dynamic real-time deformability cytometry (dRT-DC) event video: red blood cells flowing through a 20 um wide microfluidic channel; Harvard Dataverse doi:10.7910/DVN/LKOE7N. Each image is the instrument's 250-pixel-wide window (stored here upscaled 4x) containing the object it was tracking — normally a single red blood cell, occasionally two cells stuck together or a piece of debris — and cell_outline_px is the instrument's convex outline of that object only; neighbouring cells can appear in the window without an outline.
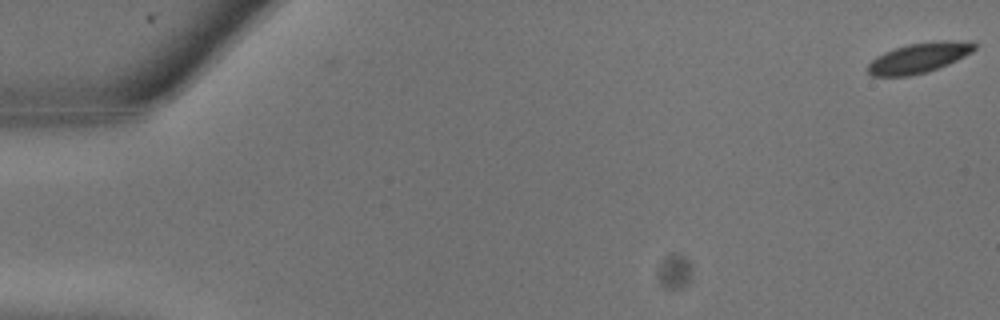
{"species": "common noctule bat (a hibernating species)", "species_latin": "Nyctalus noctula", "temperature_condition": "warm", "stored_images_in_passage": 12, "camera_frame_rate_fps": 3000, "um_per_image_px": 0.085, "animal": {"sex": "male", "body_mass_g": 13.3}, "frame": {"image": 1, "passage_image": 1, "time_ms": 0.0, "image_size_px": [1000, 320], "cell_outline_px": [[976, 48], [972, 52], [948, 64], [928, 72], [908, 76], [872, 76], [868, 72], [868, 64], [876, 56], [884, 52], [908, 44], [972, 40], [976, 44]], "centroid_in_image_um": [78.1, 4.93], "position_along_channel_um": 6.9, "area_um2": 18.38}}
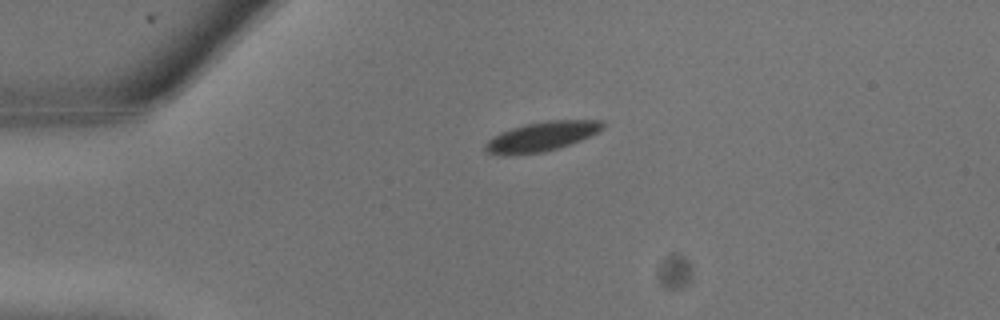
{"frame": {"image": 2, "passage_image": 7, "time_ms": 2.0, "image_size_px": [1000, 320], "cell_outline_px": [[604, 128], [580, 140], [544, 152], [508, 156], [500, 156], [484, 152], [484, 144], [492, 136], [500, 132], [524, 124], [548, 120], [604, 120]], "centroid_in_image_um": [45.95, 11.61], "position_along_channel_um": 39.0, "area_um2": 20.35}}
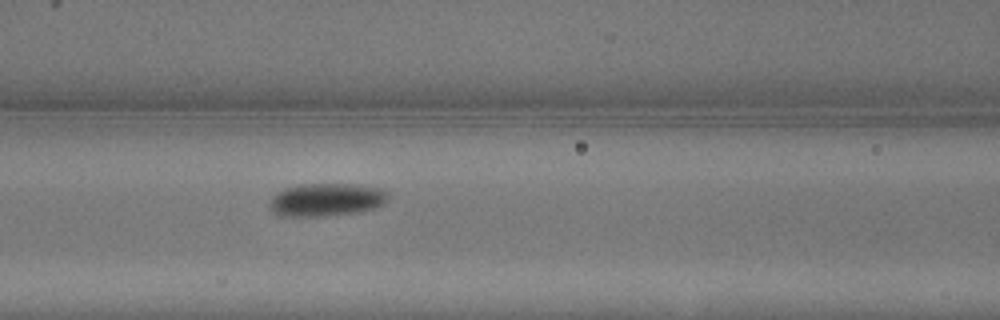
{"frame": {"image": 3, "passage_image": 12, "time_ms": 3.667, "image_size_px": [1000, 320], "cell_outline_px": [[388, 200], [384, 204], [376, 208], [356, 212], [324, 216], [280, 216], [272, 212], [268, 204], [272, 196], [276, 192], [284, 188], [300, 184], [356, 184], [384, 188], [388, 192]], "centroid_in_image_um": [27.75, 16.97], "position_along_channel_um": 138.9, "area_um2": 23.18}}